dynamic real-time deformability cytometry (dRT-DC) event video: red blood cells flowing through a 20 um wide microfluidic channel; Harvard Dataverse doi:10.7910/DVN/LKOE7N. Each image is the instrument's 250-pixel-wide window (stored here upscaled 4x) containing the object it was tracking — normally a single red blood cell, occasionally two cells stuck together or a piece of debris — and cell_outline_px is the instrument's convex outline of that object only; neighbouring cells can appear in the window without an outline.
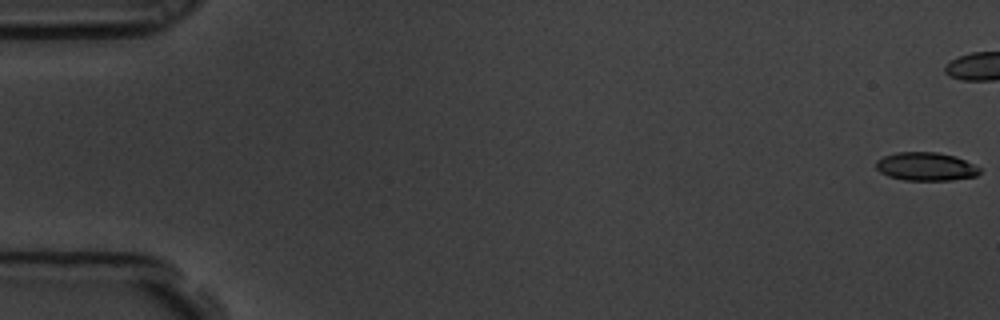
{"species": "common noctule bat (a hibernating species)", "species_latin": "Nyctalus noctula", "temperature_condition": "room temperature", "stored_images_in_passage": 7, "segment_of_instrument_passage": [2, 2], "camera_frame_rate_fps": 3000, "um_per_image_px": 0.085, "animal": {"sex": "male", "body_mass_g": 19.5, "forearm_length_mm": 54.6}, "frame": {"image": 1, "passage_image": 7, "time_ms": 2.0, "image_size_px": [1000, 320], "cell_outline_px": [[980, 172], [976, 176], [952, 180], [904, 180], [888, 176], [880, 172], [876, 168], [876, 160], [884, 156], [896, 152], [936, 152], [956, 156], [980, 168]], "centroid_in_image_um": [78.68, 14.15], "position_along_channel_um": 6.3, "area_um2": 17.11}}